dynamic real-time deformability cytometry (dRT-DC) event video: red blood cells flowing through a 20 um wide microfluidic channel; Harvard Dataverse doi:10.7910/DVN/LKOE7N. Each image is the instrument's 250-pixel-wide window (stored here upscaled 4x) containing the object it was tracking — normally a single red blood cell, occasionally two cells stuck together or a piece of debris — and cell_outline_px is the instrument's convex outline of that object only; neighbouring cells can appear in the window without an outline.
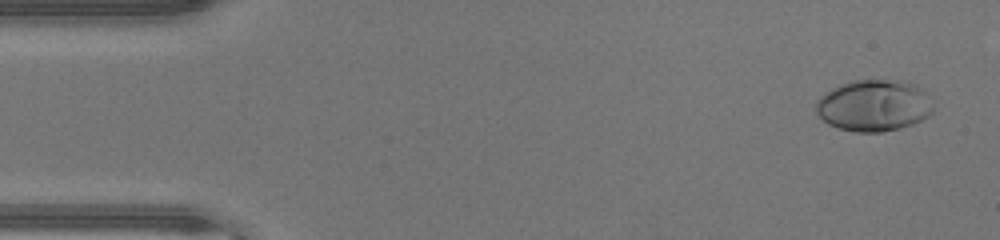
{"species": "human", "species_latin": "Homo sapiens", "temperature_condition": "warm", "stored_images_in_passage": 46, "camera_frame_rate_fps": 3000, "um_per_image_px": 0.085, "donor": {"sex": "male"}, "frame": {"image": 1, "passage_image": 2, "time_ms": 0.333, "image_size_px": [1000, 240], "cell_outline_px": [[936, 108], [928, 116], [912, 124], [900, 128], [880, 132], [856, 132], [840, 128], [828, 124], [816, 112], [816, 100], [820, 96], [832, 88], [840, 84], [856, 80], [900, 80], [912, 84], [920, 88], [924, 92]], "centroid_in_image_um": [74.28, 8.97], "position_along_channel_um": 10.7, "area_um2": 35.08}}
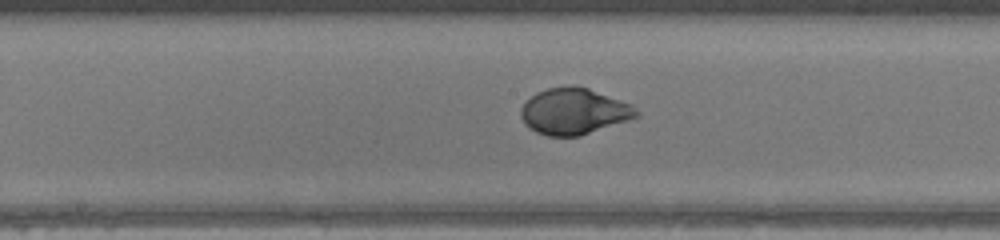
{"frame": {"image": 2, "passage_image": 23, "time_ms": 7.333, "image_size_px": [1000, 240], "cell_outline_px": [[640, 116], [580, 136], [548, 136], [536, 132], [528, 128], [524, 124], [520, 116], [520, 108], [536, 92], [548, 88], [568, 84], [572, 84], [588, 88], [632, 104], [640, 112]], "centroid_in_image_um": [48.78, 9.45], "position_along_channel_um": 199.4, "area_um2": 31.39}}
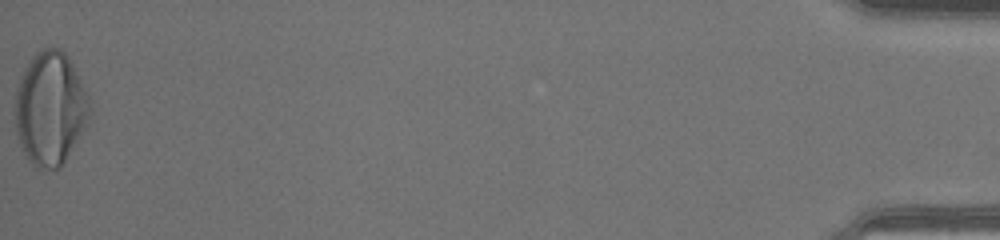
{"frame": {"image": 3, "passage_image": 46, "time_ms": 15.0, "image_size_px": [1000, 240], "cell_outline_px": [[88, 124], [60, 168], [36, 168], [32, 164], [24, 152], [20, 144], [16, 128], [16, 88], [24, 68], [32, 56], [40, 48], [60, 48], [68, 56], [88, 92]], "centroid_in_image_um": [4.28, 9.2], "position_along_channel_um": 430.9, "area_um2": 49.07}, "authors_computed_cell_mechanics": {"area_um2": 32.0212, "velocity_mm_per_s": 4.467, "shape_relaxation_time_tau1_ms": 4.1921, "shape_relaxation_time_tau2_ms": null, "deformation_change_tau1": 0.2481, "deformation_change_tau2": null}}